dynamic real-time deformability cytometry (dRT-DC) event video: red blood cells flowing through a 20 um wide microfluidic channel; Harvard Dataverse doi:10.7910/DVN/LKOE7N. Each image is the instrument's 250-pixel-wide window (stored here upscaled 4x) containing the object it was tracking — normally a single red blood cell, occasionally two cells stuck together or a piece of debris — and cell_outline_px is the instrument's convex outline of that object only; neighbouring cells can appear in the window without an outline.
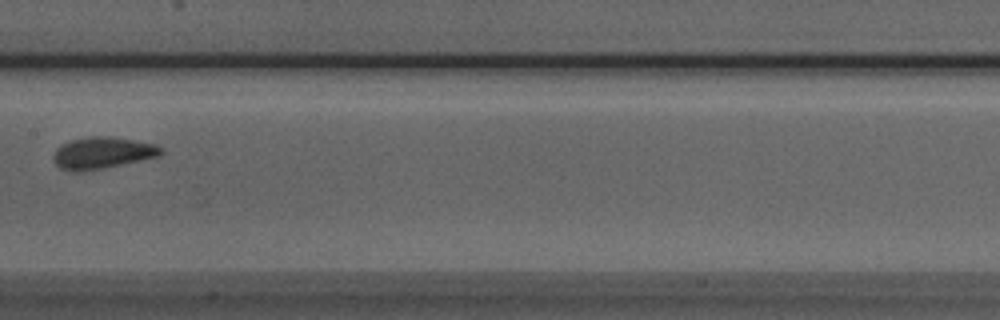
{"species": "Egyptian fruit bat (a non-hibernating species)", "species_latin": "Rousettus aegyptiacus", "temperature_condition": "room temperature", "stored_images_in_passage": 5, "camera_frame_rate_fps": 3000, "um_per_image_px": 0.085, "animal": {"sex": "male"}, "frame": {"image": 1, "passage_image": 4, "time_ms": 1.0, "image_size_px": [1000, 320], "cell_outline_px": [[164, 152], [160, 156], [104, 168], [80, 172], [76, 172], [60, 168], [56, 164], [52, 156], [56, 148], [60, 144], [72, 140], [92, 136], [108, 136], [156, 144], [164, 148]], "centroid_in_image_um": [8.71, 13.0], "position_along_channel_um": 198.7, "area_um2": 19.94}}
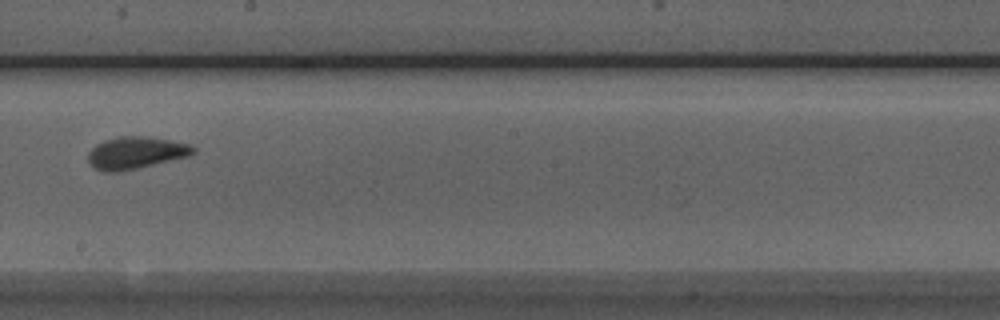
{"frame": {"image": 2, "passage_image": 5, "time_ms": 1.333, "image_size_px": [1000, 320], "cell_outline_px": [[196, 152], [188, 156], [120, 172], [104, 172], [96, 168], [88, 160], [88, 152], [96, 144], [104, 140], [120, 136], [148, 136], [188, 144], [196, 148]], "centroid_in_image_um": [11.53, 12.98], "position_along_channel_um": 236.7, "area_um2": 19.54}}